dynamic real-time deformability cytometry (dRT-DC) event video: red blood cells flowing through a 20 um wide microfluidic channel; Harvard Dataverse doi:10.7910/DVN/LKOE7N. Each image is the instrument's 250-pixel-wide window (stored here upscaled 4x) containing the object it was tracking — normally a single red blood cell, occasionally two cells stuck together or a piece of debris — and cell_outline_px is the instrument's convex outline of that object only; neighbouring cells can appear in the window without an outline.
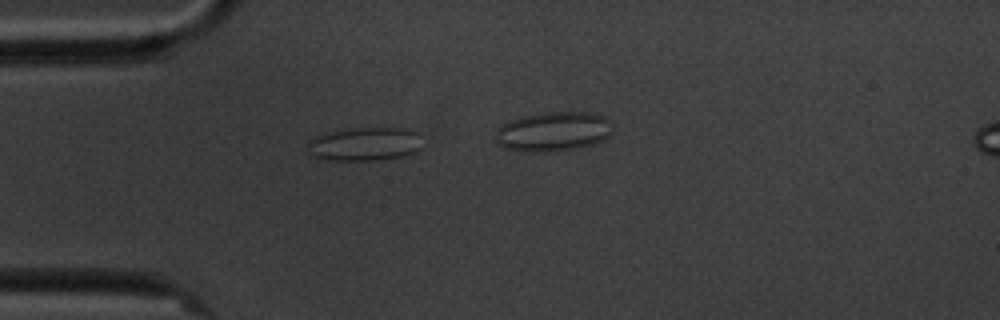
{"species": "common noctule bat (a hibernating species)", "species_latin": "Nyctalus noctula", "temperature_condition": "cold", "stored_images_in_passage": 5, "camera_frame_rate_fps": 3000, "um_per_image_px": 0.085, "animal": {"sex": "male", "body_mass_g": 20.1, "forearm_length_mm": 53.5}, "frame": {"image": 1, "passage_image": 4, "time_ms": 3.333, "image_size_px": [1000, 320], "cell_outline_px": [[420, 148], [416, 152], [400, 156], [380, 160], [316, 160], [308, 156], [308, 140], [324, 132], [352, 128], [400, 128], [416, 132]], "centroid_in_image_um": [30.86, 12.26], "position_along_channel_um": 54.1, "area_um2": 22.6}}